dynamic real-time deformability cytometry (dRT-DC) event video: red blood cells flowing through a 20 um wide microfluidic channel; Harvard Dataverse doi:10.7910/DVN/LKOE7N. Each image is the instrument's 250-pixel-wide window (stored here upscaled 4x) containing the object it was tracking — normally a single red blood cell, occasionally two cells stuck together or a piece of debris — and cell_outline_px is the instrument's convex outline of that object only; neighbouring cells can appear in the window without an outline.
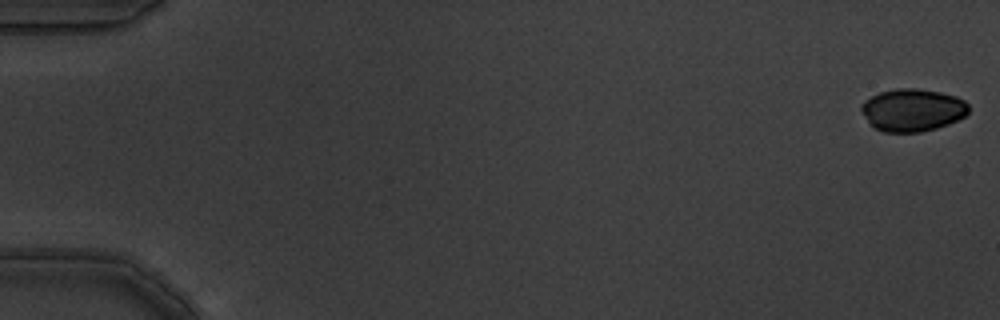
{"species": "common noctule bat (a hibernating species)", "species_latin": "Nyctalus noctula", "temperature_condition": "warm", "stored_images_in_passage": 8, "camera_frame_rate_fps": 3000, "um_per_image_px": 0.085, "animal": {"sex": "male", "body_mass_g": 19.5, "forearm_length_mm": 54.6}, "frame": {"image": 1, "passage_image": 1, "time_ms": 0.0, "image_size_px": [1000, 320], "cell_outline_px": [[968, 112], [964, 116], [948, 124], [936, 128], [920, 132], [884, 132], [872, 128], [860, 108], [864, 100], [880, 92], [896, 88], [916, 88], [940, 92], [956, 96], [964, 100], [968, 104]], "centroid_in_image_um": [77.54, 9.35], "position_along_channel_um": 7.5, "area_um2": 26.65}}